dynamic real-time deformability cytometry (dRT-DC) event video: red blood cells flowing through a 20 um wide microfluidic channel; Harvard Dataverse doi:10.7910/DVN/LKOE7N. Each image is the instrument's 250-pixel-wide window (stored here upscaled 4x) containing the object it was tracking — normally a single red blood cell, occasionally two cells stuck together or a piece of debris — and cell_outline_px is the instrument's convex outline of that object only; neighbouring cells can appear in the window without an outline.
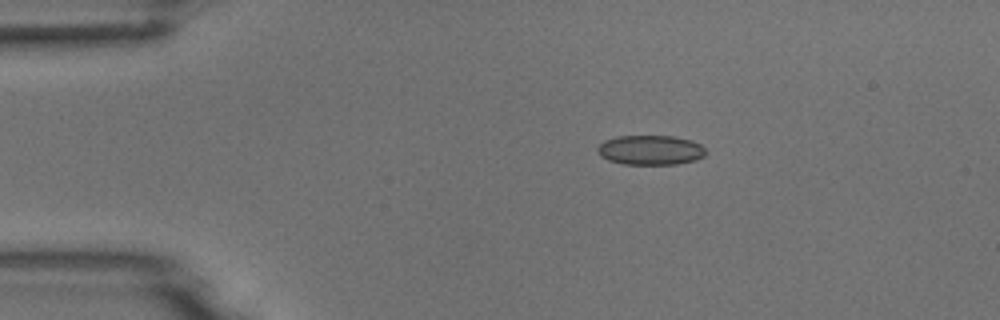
{"species": "common noctule bat (a hibernating species)", "species_latin": "Nyctalus noctula", "temperature_condition": "room temperature", "stored_images_in_passage": 44, "camera_frame_rate_fps": 3000, "um_per_image_px": 0.085, "animal": {"sex": "male", "body_mass_g": 18.8}, "frame": {"image": 1, "passage_image": 1, "time_ms": 0.0, "image_size_px": [1000, 320], "cell_outline_px": [[704, 156], [696, 160], [676, 164], [624, 164], [608, 160], [600, 156], [596, 152], [596, 148], [604, 140], [616, 136], [672, 136], [692, 140], [700, 144], [704, 148]], "centroid_in_image_um": [55.25, 12.75], "position_along_channel_um": 29.7, "area_um2": 18.79}}
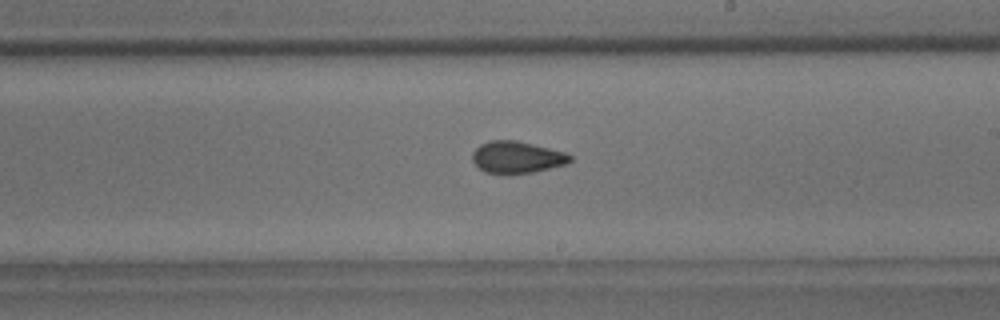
{"frame": {"image": 2, "passage_image": 22, "time_ms": 7.0, "image_size_px": [1000, 320], "cell_outline_px": [[572, 160], [568, 164], [532, 172], [484, 172], [472, 160], [472, 152], [480, 144], [488, 140], [516, 140], [564, 152], [572, 156]], "centroid_in_image_um": [43.94, 13.34], "position_along_channel_um": 245.1, "area_um2": 17.8}}
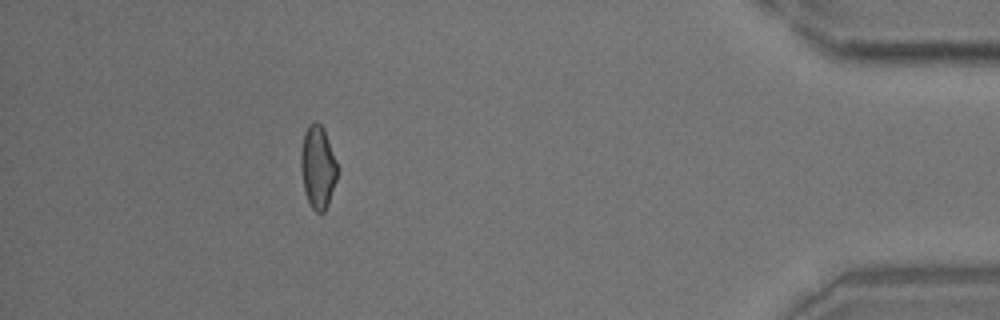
{"frame": {"image": 3, "passage_image": 39, "time_ms": 12.667, "image_size_px": [1000, 320], "cell_outline_px": [[340, 168], [328, 204], [324, 212], [316, 212], [312, 208], [304, 192], [300, 168], [300, 152], [304, 132], [308, 124], [316, 120], [324, 128]], "centroid_in_image_um": [27.02, 14.16], "position_along_channel_um": 408.2, "area_um2": 18.09}}